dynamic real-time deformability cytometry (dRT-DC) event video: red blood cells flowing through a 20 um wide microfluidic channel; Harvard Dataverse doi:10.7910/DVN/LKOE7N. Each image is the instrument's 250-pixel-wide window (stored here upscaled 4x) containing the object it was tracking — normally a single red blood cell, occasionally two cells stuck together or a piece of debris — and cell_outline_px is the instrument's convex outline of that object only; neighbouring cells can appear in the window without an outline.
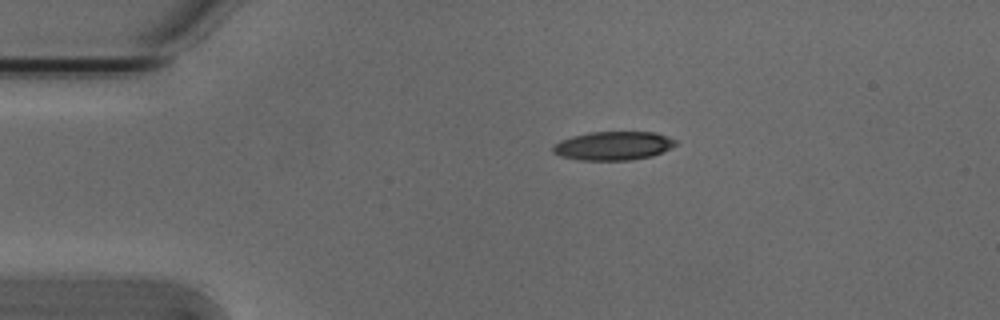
{"species": "Egyptian fruit bat (a non-hibernating species)", "species_latin": "Rousettus aegyptiacus", "temperature_condition": "cold", "stored_images_in_passage": 44, "camera_frame_rate_fps": 3000, "um_per_image_px": 0.085, "animal": {"sex": "male"}, "frame": {"image": 1, "passage_image": 1, "time_ms": 0.0, "image_size_px": [1000, 320], "cell_outline_px": [[676, 144], [652, 156], [628, 160], [580, 160], [560, 156], [552, 152], [552, 144], [560, 140], [572, 136], [588, 132], [656, 132], [668, 136], [676, 140]], "centroid_in_image_um": [52.07, 12.38], "position_along_channel_um": 32.9, "area_um2": 20.52}}
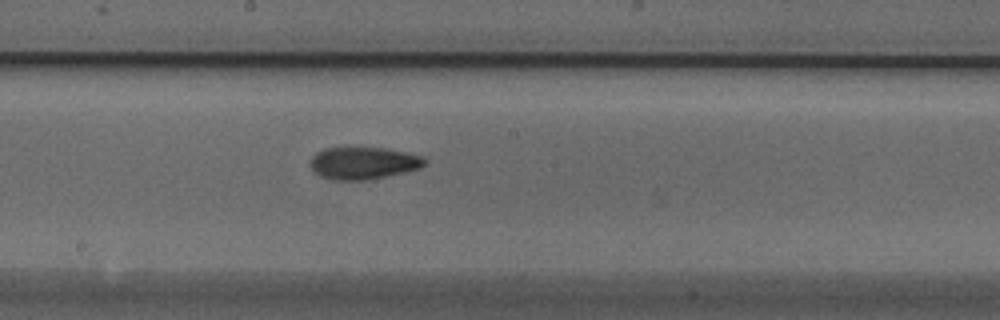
{"frame": {"image": 2, "passage_image": 19, "time_ms": 6.0, "image_size_px": [1000, 320], "cell_outline_px": [[428, 164], [420, 168], [404, 172], [364, 180], [332, 180], [320, 176], [308, 164], [312, 156], [316, 152], [324, 148], [384, 148], [408, 152], [424, 156], [428, 160]], "centroid_in_image_um": [30.91, 13.85], "position_along_channel_um": 217.3, "area_um2": 21.62}}
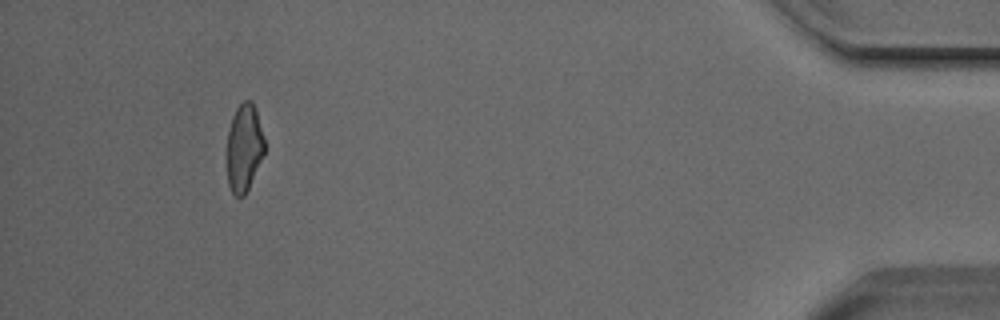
{"frame": {"image": 3, "passage_image": 40, "time_ms": 13.0, "image_size_px": [1000, 320], "cell_outline_px": [[264, 152], [248, 188], [244, 196], [236, 196], [232, 192], [228, 184], [224, 156], [228, 132], [232, 116], [236, 108], [244, 100], [252, 100], [256, 108], [264, 136]], "centroid_in_image_um": [20.7, 12.54], "position_along_channel_um": 414.5, "area_um2": 19.65}, "authors_computed_cell_mechanics": {"area_um2": 20.6635, "velocity_mm_per_s": 3.8138, "shape_relaxation_time_tau1_ms": 5.319, "shape_relaxation_time_tau2_ms": 3.1876, "deformation_change_tau1": 0.1328, "deformation_change_tau2": 0.112}}